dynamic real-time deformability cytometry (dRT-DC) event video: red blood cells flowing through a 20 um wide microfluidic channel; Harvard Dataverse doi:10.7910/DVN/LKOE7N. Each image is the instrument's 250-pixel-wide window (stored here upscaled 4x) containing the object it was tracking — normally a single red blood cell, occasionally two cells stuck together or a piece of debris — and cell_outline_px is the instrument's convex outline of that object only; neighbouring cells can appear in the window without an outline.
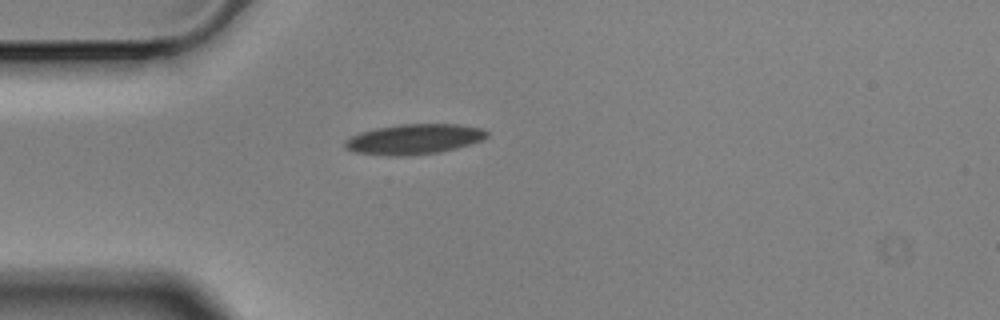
{"species": "Egyptian fruit bat (a non-hibernating species)", "species_latin": "Rousettus aegyptiacus", "temperature_condition": "cold", "stored_images_in_passage": 1, "camera_frame_rate_fps": 3000, "um_per_image_px": 0.085, "animal": {"sex": "male"}, "frame": {"image": 1, "passage_image": 1, "time_ms": 0.0, "image_size_px": [1000, 320], "cell_outline_px": [[488, 136], [484, 140], [456, 148], [440, 152], [400, 156], [388, 156], [356, 152], [344, 148], [344, 140], [360, 132], [376, 128], [400, 124], [460, 124], [484, 128], [488, 132]], "centroid_in_image_um": [35.22, 11.82], "position_along_channel_um": 49.8, "area_um2": 25.14}}